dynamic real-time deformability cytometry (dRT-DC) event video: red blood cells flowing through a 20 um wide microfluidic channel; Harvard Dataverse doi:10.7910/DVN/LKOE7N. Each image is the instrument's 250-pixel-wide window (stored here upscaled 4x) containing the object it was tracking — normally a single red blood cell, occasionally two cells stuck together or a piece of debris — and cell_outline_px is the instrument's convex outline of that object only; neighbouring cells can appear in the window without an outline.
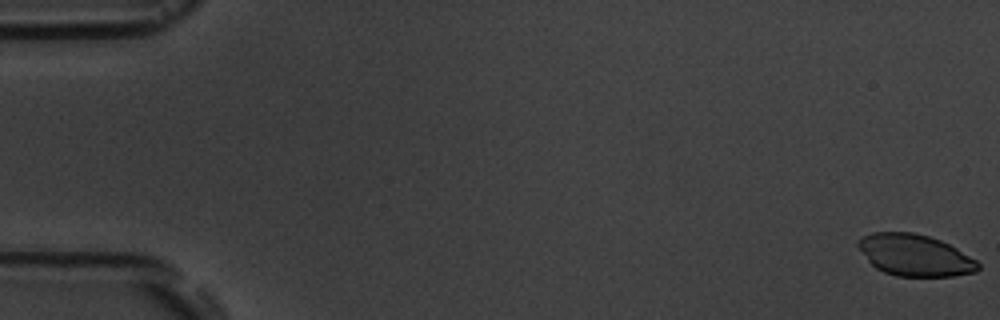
{"species": "common noctule bat (a hibernating species)", "species_latin": "Nyctalus noctula", "temperature_condition": "room temperature", "stored_images_in_passage": 5, "camera_frame_rate_fps": 3000, "um_per_image_px": 0.085, "animal": {"sex": "male", "body_mass_g": 19.5, "forearm_length_mm": 54.6}, "frame": {"image": 1, "passage_image": 1, "time_ms": 0.0, "image_size_px": [1000, 320], "cell_outline_px": [[980, 268], [976, 272], [952, 276], [896, 276], [884, 272], [876, 268], [868, 260], [856, 244], [856, 240], [872, 232], [912, 232], [928, 236], [940, 240], [956, 248], [976, 260], [980, 264]], "centroid_in_image_um": [77.76, 21.69], "position_along_channel_um": 7.2, "area_um2": 28.96}}